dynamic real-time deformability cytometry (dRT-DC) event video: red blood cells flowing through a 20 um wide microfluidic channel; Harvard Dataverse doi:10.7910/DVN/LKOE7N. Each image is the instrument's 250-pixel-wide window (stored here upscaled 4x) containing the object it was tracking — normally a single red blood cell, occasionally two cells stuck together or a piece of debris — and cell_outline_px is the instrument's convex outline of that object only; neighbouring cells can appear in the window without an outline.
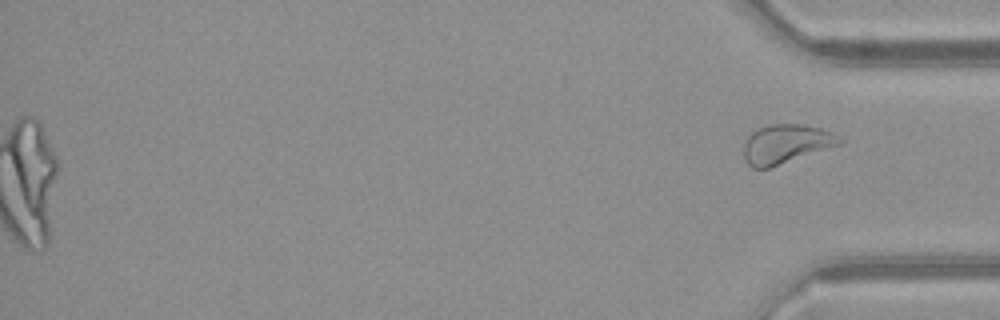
{"species": "common noctule bat (a hibernating species)", "species_latin": "Nyctalus noctula", "temperature_condition": "warm", "stored_images_in_passage": 49, "camera_frame_rate_fps": 3000, "um_per_image_px": 0.085, "animal": {"sex": "female", "body_mass_g": 21.9}, "frame": {"image": 1, "passage_image": 49, "time_ms": 16.0, "image_size_px": [1000, 320], "cell_outline_px": [[844, 140], [840, 144], [768, 168], [752, 168], [748, 164], [744, 156], [744, 144], [748, 136], [752, 132], [768, 124], [800, 124], [820, 128], [832, 132]], "centroid_in_image_um": [66.79, 12.22], "position_along_channel_um": 368.4, "area_um2": 21.44}}